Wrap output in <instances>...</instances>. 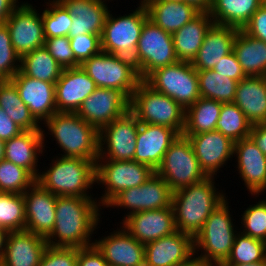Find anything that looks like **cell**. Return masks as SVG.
<instances>
[{"label":"cell","instance_id":"cell-1","mask_svg":"<svg viewBox=\"0 0 266 266\" xmlns=\"http://www.w3.org/2000/svg\"><path fill=\"white\" fill-rule=\"evenodd\" d=\"M96 199L57 196L56 220L51 234L46 238L47 244L78 249L94 245L91 238L94 231L96 234L98 223H101L102 210Z\"/></svg>","mask_w":266,"mask_h":266},{"label":"cell","instance_id":"cell-2","mask_svg":"<svg viewBox=\"0 0 266 266\" xmlns=\"http://www.w3.org/2000/svg\"><path fill=\"white\" fill-rule=\"evenodd\" d=\"M215 178L207 177L173 192L172 207L178 231L194 238L209 215L227 198L223 190L217 191Z\"/></svg>","mask_w":266,"mask_h":266},{"label":"cell","instance_id":"cell-3","mask_svg":"<svg viewBox=\"0 0 266 266\" xmlns=\"http://www.w3.org/2000/svg\"><path fill=\"white\" fill-rule=\"evenodd\" d=\"M56 158V159H55ZM53 157L50 168L36 179L44 189L56 196L93 198L88 189L96 184V160L80 157Z\"/></svg>","mask_w":266,"mask_h":266},{"label":"cell","instance_id":"cell-4","mask_svg":"<svg viewBox=\"0 0 266 266\" xmlns=\"http://www.w3.org/2000/svg\"><path fill=\"white\" fill-rule=\"evenodd\" d=\"M43 124L64 152L59 156L86 160L99 157V131L77 113L56 112Z\"/></svg>","mask_w":266,"mask_h":266},{"label":"cell","instance_id":"cell-5","mask_svg":"<svg viewBox=\"0 0 266 266\" xmlns=\"http://www.w3.org/2000/svg\"><path fill=\"white\" fill-rule=\"evenodd\" d=\"M228 204L226 198L209 215L201 230L193 238L195 256L213 266H218L227 260L235 235L239 232L233 224Z\"/></svg>","mask_w":266,"mask_h":266},{"label":"cell","instance_id":"cell-6","mask_svg":"<svg viewBox=\"0 0 266 266\" xmlns=\"http://www.w3.org/2000/svg\"><path fill=\"white\" fill-rule=\"evenodd\" d=\"M130 111L138 122L165 126L182 135L186 110L169 96L155 91L142 80L133 92Z\"/></svg>","mask_w":266,"mask_h":266},{"label":"cell","instance_id":"cell-7","mask_svg":"<svg viewBox=\"0 0 266 266\" xmlns=\"http://www.w3.org/2000/svg\"><path fill=\"white\" fill-rule=\"evenodd\" d=\"M81 68L96 87L123 91L130 99L142 79L131 58L100 51L84 61Z\"/></svg>","mask_w":266,"mask_h":266},{"label":"cell","instance_id":"cell-8","mask_svg":"<svg viewBox=\"0 0 266 266\" xmlns=\"http://www.w3.org/2000/svg\"><path fill=\"white\" fill-rule=\"evenodd\" d=\"M155 173L165 180L173 192L208 177L200 167L190 140L183 134L170 144Z\"/></svg>","mask_w":266,"mask_h":266},{"label":"cell","instance_id":"cell-9","mask_svg":"<svg viewBox=\"0 0 266 266\" xmlns=\"http://www.w3.org/2000/svg\"><path fill=\"white\" fill-rule=\"evenodd\" d=\"M132 13L116 15L109 11L100 36L101 50L133 59L144 23L149 19L145 5L140 1Z\"/></svg>","mask_w":266,"mask_h":266},{"label":"cell","instance_id":"cell-10","mask_svg":"<svg viewBox=\"0 0 266 266\" xmlns=\"http://www.w3.org/2000/svg\"><path fill=\"white\" fill-rule=\"evenodd\" d=\"M144 81L155 91L175 100L185 110L200 98L197 70L191 62L177 61L158 68Z\"/></svg>","mask_w":266,"mask_h":266},{"label":"cell","instance_id":"cell-11","mask_svg":"<svg viewBox=\"0 0 266 266\" xmlns=\"http://www.w3.org/2000/svg\"><path fill=\"white\" fill-rule=\"evenodd\" d=\"M154 173L150 166L134 160H96V183L105 187L97 199L100 208H105L121 191L142 185Z\"/></svg>","mask_w":266,"mask_h":266},{"label":"cell","instance_id":"cell-12","mask_svg":"<svg viewBox=\"0 0 266 266\" xmlns=\"http://www.w3.org/2000/svg\"><path fill=\"white\" fill-rule=\"evenodd\" d=\"M132 60L142 80L156 69L176 63L179 60L174 51L172 35L148 19Z\"/></svg>","mask_w":266,"mask_h":266},{"label":"cell","instance_id":"cell-13","mask_svg":"<svg viewBox=\"0 0 266 266\" xmlns=\"http://www.w3.org/2000/svg\"><path fill=\"white\" fill-rule=\"evenodd\" d=\"M139 122L129 111L114 119L99 131V157L97 160H133Z\"/></svg>","mask_w":266,"mask_h":266},{"label":"cell","instance_id":"cell-14","mask_svg":"<svg viewBox=\"0 0 266 266\" xmlns=\"http://www.w3.org/2000/svg\"><path fill=\"white\" fill-rule=\"evenodd\" d=\"M173 191L165 180L156 173L140 186L126 189L117 194L106 206L127 209L122 219L133 213L158 210L172 206Z\"/></svg>","mask_w":266,"mask_h":266},{"label":"cell","instance_id":"cell-15","mask_svg":"<svg viewBox=\"0 0 266 266\" xmlns=\"http://www.w3.org/2000/svg\"><path fill=\"white\" fill-rule=\"evenodd\" d=\"M131 99L121 90L97 87L76 112L100 131L114 119L130 111Z\"/></svg>","mask_w":266,"mask_h":266},{"label":"cell","instance_id":"cell-16","mask_svg":"<svg viewBox=\"0 0 266 266\" xmlns=\"http://www.w3.org/2000/svg\"><path fill=\"white\" fill-rule=\"evenodd\" d=\"M5 24L9 30L12 46L20 58L44 46L42 16L33 4L20 2Z\"/></svg>","mask_w":266,"mask_h":266},{"label":"cell","instance_id":"cell-17","mask_svg":"<svg viewBox=\"0 0 266 266\" xmlns=\"http://www.w3.org/2000/svg\"><path fill=\"white\" fill-rule=\"evenodd\" d=\"M184 136L190 140L200 167L208 177H215L234 157V142L218 130Z\"/></svg>","mask_w":266,"mask_h":266},{"label":"cell","instance_id":"cell-18","mask_svg":"<svg viewBox=\"0 0 266 266\" xmlns=\"http://www.w3.org/2000/svg\"><path fill=\"white\" fill-rule=\"evenodd\" d=\"M25 230L47 238L56 220L57 196L35 182L24 193Z\"/></svg>","mask_w":266,"mask_h":266},{"label":"cell","instance_id":"cell-19","mask_svg":"<svg viewBox=\"0 0 266 266\" xmlns=\"http://www.w3.org/2000/svg\"><path fill=\"white\" fill-rule=\"evenodd\" d=\"M122 221L120 222L122 227L142 244L155 241L177 231L172 206L133 213Z\"/></svg>","mask_w":266,"mask_h":266},{"label":"cell","instance_id":"cell-20","mask_svg":"<svg viewBox=\"0 0 266 266\" xmlns=\"http://www.w3.org/2000/svg\"><path fill=\"white\" fill-rule=\"evenodd\" d=\"M233 156L236 168L243 179L246 190L259 197L266 190V155L255 145L250 137L234 142ZM258 195V196H257Z\"/></svg>","mask_w":266,"mask_h":266},{"label":"cell","instance_id":"cell-21","mask_svg":"<svg viewBox=\"0 0 266 266\" xmlns=\"http://www.w3.org/2000/svg\"><path fill=\"white\" fill-rule=\"evenodd\" d=\"M10 80L15 84L21 100L41 125L57 112L55 83L25 76L20 70Z\"/></svg>","mask_w":266,"mask_h":266},{"label":"cell","instance_id":"cell-22","mask_svg":"<svg viewBox=\"0 0 266 266\" xmlns=\"http://www.w3.org/2000/svg\"><path fill=\"white\" fill-rule=\"evenodd\" d=\"M94 240L109 266H145V244L138 242L123 227Z\"/></svg>","mask_w":266,"mask_h":266},{"label":"cell","instance_id":"cell-23","mask_svg":"<svg viewBox=\"0 0 266 266\" xmlns=\"http://www.w3.org/2000/svg\"><path fill=\"white\" fill-rule=\"evenodd\" d=\"M193 255V237L178 230L145 244V266H173L189 260Z\"/></svg>","mask_w":266,"mask_h":266},{"label":"cell","instance_id":"cell-24","mask_svg":"<svg viewBox=\"0 0 266 266\" xmlns=\"http://www.w3.org/2000/svg\"><path fill=\"white\" fill-rule=\"evenodd\" d=\"M94 81L81 66L63 69L55 83V103L57 112L76 113L96 89Z\"/></svg>","mask_w":266,"mask_h":266},{"label":"cell","instance_id":"cell-25","mask_svg":"<svg viewBox=\"0 0 266 266\" xmlns=\"http://www.w3.org/2000/svg\"><path fill=\"white\" fill-rule=\"evenodd\" d=\"M179 136L172 128L139 122L134 161L156 170L170 144Z\"/></svg>","mask_w":266,"mask_h":266},{"label":"cell","instance_id":"cell-26","mask_svg":"<svg viewBox=\"0 0 266 266\" xmlns=\"http://www.w3.org/2000/svg\"><path fill=\"white\" fill-rule=\"evenodd\" d=\"M72 16L69 38L81 34L100 35L110 9V0H59ZM106 1V2H105Z\"/></svg>","mask_w":266,"mask_h":266},{"label":"cell","instance_id":"cell-27","mask_svg":"<svg viewBox=\"0 0 266 266\" xmlns=\"http://www.w3.org/2000/svg\"><path fill=\"white\" fill-rule=\"evenodd\" d=\"M45 130H24L5 141L4 159L27 169L36 179L39 176L38 157L45 150ZM44 147V148H43ZM39 155V156H38Z\"/></svg>","mask_w":266,"mask_h":266},{"label":"cell","instance_id":"cell-28","mask_svg":"<svg viewBox=\"0 0 266 266\" xmlns=\"http://www.w3.org/2000/svg\"><path fill=\"white\" fill-rule=\"evenodd\" d=\"M47 246L46 238L33 232H9L0 263L3 266H39Z\"/></svg>","mask_w":266,"mask_h":266},{"label":"cell","instance_id":"cell-29","mask_svg":"<svg viewBox=\"0 0 266 266\" xmlns=\"http://www.w3.org/2000/svg\"><path fill=\"white\" fill-rule=\"evenodd\" d=\"M238 29L231 26L213 24L207 31L204 41L191 62L197 70H210L225 55L233 51V44Z\"/></svg>","mask_w":266,"mask_h":266},{"label":"cell","instance_id":"cell-30","mask_svg":"<svg viewBox=\"0 0 266 266\" xmlns=\"http://www.w3.org/2000/svg\"><path fill=\"white\" fill-rule=\"evenodd\" d=\"M148 18L169 34L192 20L200 11L183 0H141Z\"/></svg>","mask_w":266,"mask_h":266},{"label":"cell","instance_id":"cell-31","mask_svg":"<svg viewBox=\"0 0 266 266\" xmlns=\"http://www.w3.org/2000/svg\"><path fill=\"white\" fill-rule=\"evenodd\" d=\"M233 102L252 124L266 121V76H247L238 82Z\"/></svg>","mask_w":266,"mask_h":266},{"label":"cell","instance_id":"cell-32","mask_svg":"<svg viewBox=\"0 0 266 266\" xmlns=\"http://www.w3.org/2000/svg\"><path fill=\"white\" fill-rule=\"evenodd\" d=\"M214 24L209 12H199L192 20L172 34L174 51L179 61L192 62L207 31Z\"/></svg>","mask_w":266,"mask_h":266},{"label":"cell","instance_id":"cell-33","mask_svg":"<svg viewBox=\"0 0 266 266\" xmlns=\"http://www.w3.org/2000/svg\"><path fill=\"white\" fill-rule=\"evenodd\" d=\"M233 51L247 76H266V42L238 29Z\"/></svg>","mask_w":266,"mask_h":266},{"label":"cell","instance_id":"cell-34","mask_svg":"<svg viewBox=\"0 0 266 266\" xmlns=\"http://www.w3.org/2000/svg\"><path fill=\"white\" fill-rule=\"evenodd\" d=\"M261 5V0H212L209 14L214 24L243 29Z\"/></svg>","mask_w":266,"mask_h":266},{"label":"cell","instance_id":"cell-35","mask_svg":"<svg viewBox=\"0 0 266 266\" xmlns=\"http://www.w3.org/2000/svg\"><path fill=\"white\" fill-rule=\"evenodd\" d=\"M0 107L23 130H42L11 80L0 81Z\"/></svg>","mask_w":266,"mask_h":266},{"label":"cell","instance_id":"cell-36","mask_svg":"<svg viewBox=\"0 0 266 266\" xmlns=\"http://www.w3.org/2000/svg\"><path fill=\"white\" fill-rule=\"evenodd\" d=\"M223 103L200 97L186 109L183 135H195L216 130Z\"/></svg>","mask_w":266,"mask_h":266},{"label":"cell","instance_id":"cell-37","mask_svg":"<svg viewBox=\"0 0 266 266\" xmlns=\"http://www.w3.org/2000/svg\"><path fill=\"white\" fill-rule=\"evenodd\" d=\"M20 71L25 76L56 83L63 69L43 46L21 57Z\"/></svg>","mask_w":266,"mask_h":266},{"label":"cell","instance_id":"cell-38","mask_svg":"<svg viewBox=\"0 0 266 266\" xmlns=\"http://www.w3.org/2000/svg\"><path fill=\"white\" fill-rule=\"evenodd\" d=\"M197 76L200 97L220 103L233 102L238 81L212 69L197 71Z\"/></svg>","mask_w":266,"mask_h":266},{"label":"cell","instance_id":"cell-39","mask_svg":"<svg viewBox=\"0 0 266 266\" xmlns=\"http://www.w3.org/2000/svg\"><path fill=\"white\" fill-rule=\"evenodd\" d=\"M251 128L252 124L234 102L222 104L216 130L236 142L249 137Z\"/></svg>","mask_w":266,"mask_h":266},{"label":"cell","instance_id":"cell-40","mask_svg":"<svg viewBox=\"0 0 266 266\" xmlns=\"http://www.w3.org/2000/svg\"><path fill=\"white\" fill-rule=\"evenodd\" d=\"M266 259V242L238 232L227 260L222 264H251Z\"/></svg>","mask_w":266,"mask_h":266},{"label":"cell","instance_id":"cell-41","mask_svg":"<svg viewBox=\"0 0 266 266\" xmlns=\"http://www.w3.org/2000/svg\"><path fill=\"white\" fill-rule=\"evenodd\" d=\"M41 12L45 39L68 36L72 16L59 0H49ZM48 6V7H47Z\"/></svg>","mask_w":266,"mask_h":266},{"label":"cell","instance_id":"cell-42","mask_svg":"<svg viewBox=\"0 0 266 266\" xmlns=\"http://www.w3.org/2000/svg\"><path fill=\"white\" fill-rule=\"evenodd\" d=\"M25 225L23 194L0 193V227L15 232L25 230Z\"/></svg>","mask_w":266,"mask_h":266},{"label":"cell","instance_id":"cell-43","mask_svg":"<svg viewBox=\"0 0 266 266\" xmlns=\"http://www.w3.org/2000/svg\"><path fill=\"white\" fill-rule=\"evenodd\" d=\"M35 182L27 169L6 159L0 161V193L23 194Z\"/></svg>","mask_w":266,"mask_h":266},{"label":"cell","instance_id":"cell-44","mask_svg":"<svg viewBox=\"0 0 266 266\" xmlns=\"http://www.w3.org/2000/svg\"><path fill=\"white\" fill-rule=\"evenodd\" d=\"M243 212L241 233L266 242V199L250 205Z\"/></svg>","mask_w":266,"mask_h":266},{"label":"cell","instance_id":"cell-45","mask_svg":"<svg viewBox=\"0 0 266 266\" xmlns=\"http://www.w3.org/2000/svg\"><path fill=\"white\" fill-rule=\"evenodd\" d=\"M20 56L11 43L6 24L0 25V81L10 80L20 70Z\"/></svg>","mask_w":266,"mask_h":266},{"label":"cell","instance_id":"cell-46","mask_svg":"<svg viewBox=\"0 0 266 266\" xmlns=\"http://www.w3.org/2000/svg\"><path fill=\"white\" fill-rule=\"evenodd\" d=\"M44 47L58 62L62 69L78 67L80 64L75 60L68 36L45 39Z\"/></svg>","mask_w":266,"mask_h":266},{"label":"cell","instance_id":"cell-47","mask_svg":"<svg viewBox=\"0 0 266 266\" xmlns=\"http://www.w3.org/2000/svg\"><path fill=\"white\" fill-rule=\"evenodd\" d=\"M70 46L75 60L81 65L84 61L101 51L100 35L81 34L70 38Z\"/></svg>","mask_w":266,"mask_h":266},{"label":"cell","instance_id":"cell-48","mask_svg":"<svg viewBox=\"0 0 266 266\" xmlns=\"http://www.w3.org/2000/svg\"><path fill=\"white\" fill-rule=\"evenodd\" d=\"M39 266H77V248L47 246Z\"/></svg>","mask_w":266,"mask_h":266},{"label":"cell","instance_id":"cell-49","mask_svg":"<svg viewBox=\"0 0 266 266\" xmlns=\"http://www.w3.org/2000/svg\"><path fill=\"white\" fill-rule=\"evenodd\" d=\"M212 70H215L218 74H223L238 82L247 77L240 63L238 62L234 51L222 57V59L216 66L213 67Z\"/></svg>","mask_w":266,"mask_h":266},{"label":"cell","instance_id":"cell-50","mask_svg":"<svg viewBox=\"0 0 266 266\" xmlns=\"http://www.w3.org/2000/svg\"><path fill=\"white\" fill-rule=\"evenodd\" d=\"M249 36L266 42V5H261L242 29Z\"/></svg>","mask_w":266,"mask_h":266},{"label":"cell","instance_id":"cell-51","mask_svg":"<svg viewBox=\"0 0 266 266\" xmlns=\"http://www.w3.org/2000/svg\"><path fill=\"white\" fill-rule=\"evenodd\" d=\"M77 266H109L95 245L77 248Z\"/></svg>","mask_w":266,"mask_h":266},{"label":"cell","instance_id":"cell-52","mask_svg":"<svg viewBox=\"0 0 266 266\" xmlns=\"http://www.w3.org/2000/svg\"><path fill=\"white\" fill-rule=\"evenodd\" d=\"M23 131L0 107V139L3 141L10 140Z\"/></svg>","mask_w":266,"mask_h":266},{"label":"cell","instance_id":"cell-53","mask_svg":"<svg viewBox=\"0 0 266 266\" xmlns=\"http://www.w3.org/2000/svg\"><path fill=\"white\" fill-rule=\"evenodd\" d=\"M249 137L262 153L266 155V121L252 125Z\"/></svg>","mask_w":266,"mask_h":266},{"label":"cell","instance_id":"cell-54","mask_svg":"<svg viewBox=\"0 0 266 266\" xmlns=\"http://www.w3.org/2000/svg\"><path fill=\"white\" fill-rule=\"evenodd\" d=\"M18 3V0H0V25L6 23V20L20 5Z\"/></svg>","mask_w":266,"mask_h":266},{"label":"cell","instance_id":"cell-55","mask_svg":"<svg viewBox=\"0 0 266 266\" xmlns=\"http://www.w3.org/2000/svg\"><path fill=\"white\" fill-rule=\"evenodd\" d=\"M193 5L200 12H209L212 0H183Z\"/></svg>","mask_w":266,"mask_h":266},{"label":"cell","instance_id":"cell-56","mask_svg":"<svg viewBox=\"0 0 266 266\" xmlns=\"http://www.w3.org/2000/svg\"><path fill=\"white\" fill-rule=\"evenodd\" d=\"M173 266H213L199 259L195 254L187 261Z\"/></svg>","mask_w":266,"mask_h":266},{"label":"cell","instance_id":"cell-57","mask_svg":"<svg viewBox=\"0 0 266 266\" xmlns=\"http://www.w3.org/2000/svg\"><path fill=\"white\" fill-rule=\"evenodd\" d=\"M8 234L9 231L7 229L0 227V260L3 258L5 252Z\"/></svg>","mask_w":266,"mask_h":266},{"label":"cell","instance_id":"cell-58","mask_svg":"<svg viewBox=\"0 0 266 266\" xmlns=\"http://www.w3.org/2000/svg\"><path fill=\"white\" fill-rule=\"evenodd\" d=\"M218 266H266V259L264 261H259L251 264H220Z\"/></svg>","mask_w":266,"mask_h":266},{"label":"cell","instance_id":"cell-59","mask_svg":"<svg viewBox=\"0 0 266 266\" xmlns=\"http://www.w3.org/2000/svg\"><path fill=\"white\" fill-rule=\"evenodd\" d=\"M4 153H5V141L0 139V161L4 159Z\"/></svg>","mask_w":266,"mask_h":266},{"label":"cell","instance_id":"cell-60","mask_svg":"<svg viewBox=\"0 0 266 266\" xmlns=\"http://www.w3.org/2000/svg\"><path fill=\"white\" fill-rule=\"evenodd\" d=\"M262 5H266V0H261Z\"/></svg>","mask_w":266,"mask_h":266}]
</instances>
